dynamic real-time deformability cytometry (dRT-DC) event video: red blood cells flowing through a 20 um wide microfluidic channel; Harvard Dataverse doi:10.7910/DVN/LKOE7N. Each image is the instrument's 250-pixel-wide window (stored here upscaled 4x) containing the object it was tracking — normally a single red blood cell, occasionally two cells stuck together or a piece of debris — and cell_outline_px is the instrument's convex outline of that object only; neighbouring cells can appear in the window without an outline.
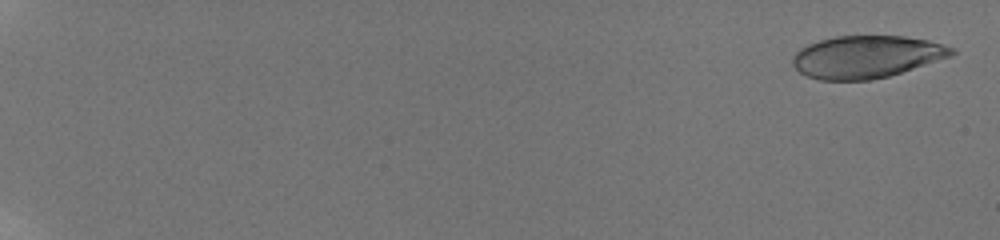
{"species": "human", "species_latin": "Homo sapiens", "temperature_condition": "room temperature", "stored_images_in_passage": 58, "camera_frame_rate_fps": 3000, "um_per_image_px": 0.085, "donor": {"sex": "male"}, "frame": {"image": 1, "passage_image": 2, "time_ms": 0.333, "image_size_px": [1000, 240], "cell_outline_px": [[956, 52], [952, 56], [888, 76], [872, 80], [820, 80], [808, 76], [800, 72], [792, 64], [792, 56], [800, 48], [808, 44], [820, 40], [836, 36], [904, 36], [928, 40], [944, 44], [956, 48]], "centroid_in_image_um": [73.66, 4.82], "position_along_channel_um": 11.3, "area_um2": 39.3}}
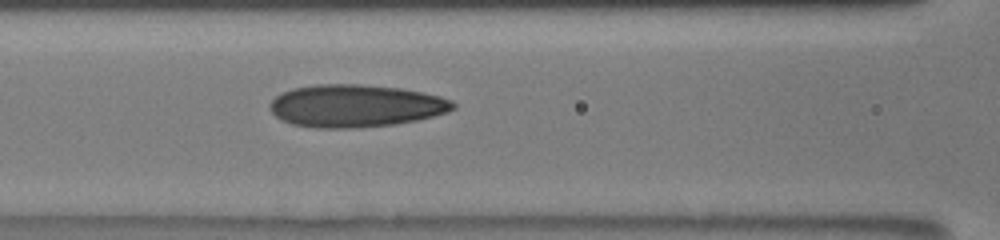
{"frame": {"image": 2, "passage_image": 30, "time_ms": 9.667, "image_size_px": [1000, 240], "cell_outline_px": [[456, 108], [448, 112], [416, 120], [396, 124], [352, 128], [316, 128], [292, 124], [280, 120], [268, 108], [268, 104], [280, 92], [292, 88], [316, 84], [360, 84], [400, 88], [424, 92], [440, 96], [452, 100], [456, 104]], "centroid_in_image_um": [30.2, 8.99], "position_along_channel_um": 136.4, "area_um2": 45.78}}
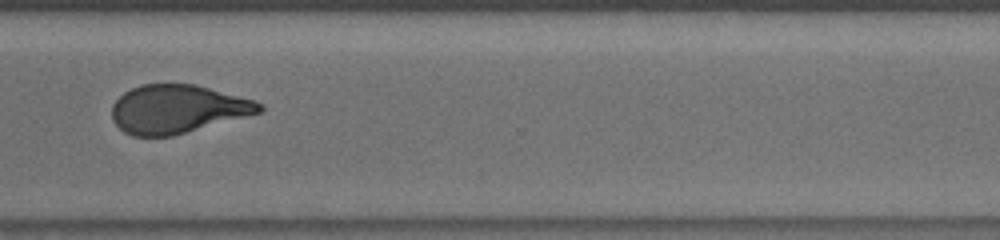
{"frame": {"image": 3, "passage_image": 47, "time_ms": 15.333, "image_size_px": [1000, 240], "cell_outline_px": [[264, 112], [172, 136], [132, 136], [124, 132], [112, 120], [112, 104], [124, 92], [140, 84], [196, 84], [256, 100], [264, 104]], "centroid_in_image_um": [15.13, 9.27], "position_along_channel_um": 355.5, "area_um2": 41.96}, "authors_computed_cell_mechanics": {"area_um2": 41.8761, "velocity_mm_per_s": 3.8757, "shape_relaxation_time_tau1_ms": 6.9321, "shape_relaxation_time_tau2_ms": 1.3703, "deformation_change_tau1": 0.1993, "deformation_change_tau2": 0.0888}}